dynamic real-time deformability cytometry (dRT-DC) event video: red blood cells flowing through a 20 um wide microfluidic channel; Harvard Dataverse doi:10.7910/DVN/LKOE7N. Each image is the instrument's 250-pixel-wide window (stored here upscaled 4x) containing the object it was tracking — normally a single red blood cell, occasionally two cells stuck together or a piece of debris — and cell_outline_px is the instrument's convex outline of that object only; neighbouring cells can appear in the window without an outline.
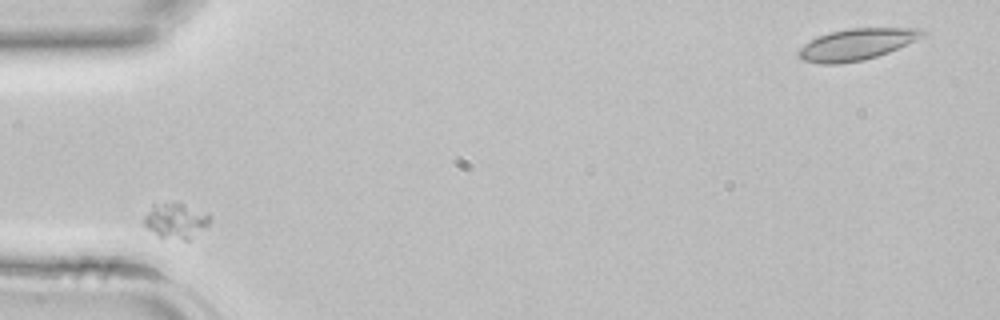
{"species": "common noctule bat (a hibernating species)", "species_latin": "Nyctalus noctula", "temperature_condition": "room temperature", "stored_images_in_passage": 40, "camera_frame_rate_fps": 3000, "um_per_image_px": 0.085, "animal": {"sex": "female", "body_mass_g": 22.7, "forearm_length_mm": 54.2}, "frame": {"image": 1, "passage_image": 1, "time_ms": 0.0, "image_size_px": [1000, 320], "cell_outline_px": [[908, 32], [900, 44], [884, 52], [872, 56], [856, 60], [812, 60], [804, 56], [800, 52], [808, 44], [824, 36], [836, 32]], "centroid_in_image_um": [72.42, 3.86], "position_along_channel_um": 12.6, "area_um2": 16.13}}
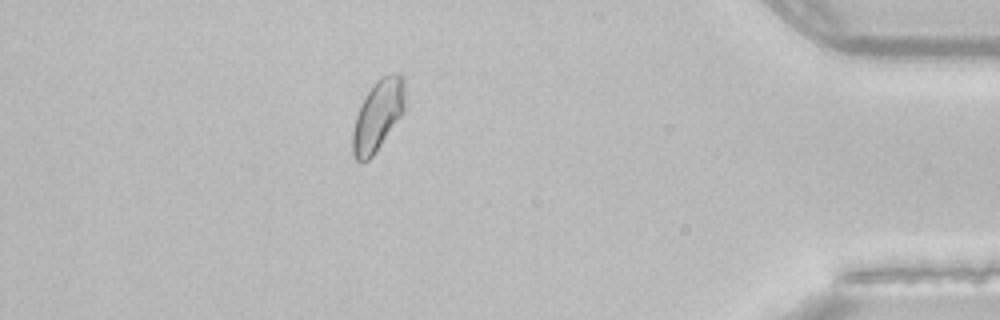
{"frame": {"image": 2, "passage_image": 36, "time_ms": 11.667, "image_size_px": [1000, 320], "cell_outline_px": [[400, 112], [376, 148], [364, 160], [360, 160], [356, 156], [356, 120], [360, 108], [364, 100], [372, 88], [376, 84], [400, 80]], "centroid_in_image_um": [32.02, 9.93], "position_along_channel_um": 403.2, "area_um2": 16.65}}